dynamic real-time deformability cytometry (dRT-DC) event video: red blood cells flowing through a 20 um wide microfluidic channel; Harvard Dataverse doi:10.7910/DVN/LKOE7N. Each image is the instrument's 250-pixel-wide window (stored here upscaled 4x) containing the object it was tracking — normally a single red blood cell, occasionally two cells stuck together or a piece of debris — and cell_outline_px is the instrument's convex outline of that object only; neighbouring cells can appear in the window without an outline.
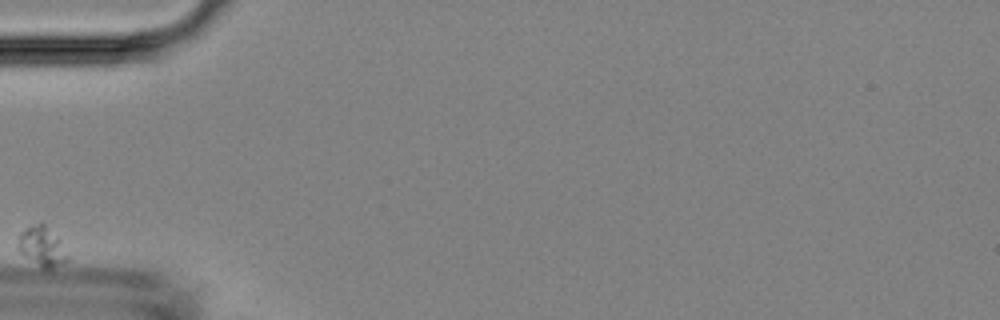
{"species": "Egyptian fruit bat (a non-hibernating species)", "species_latin": "Rousettus aegyptiacus", "temperature_condition": "room temperature", "stored_images_in_passage": 4, "camera_frame_rate_fps": 3000, "um_per_image_px": 0.085, "animal": {"sex": "female"}, "frame": {"image": 1, "passage_image": 1, "time_ms": 0.0, "image_size_px": [1000, 320], "cell_outline_px": [[68, 260], [52, 272], [44, 272], [20, 252], [16, 244], [16, 240], [20, 232], [24, 228], [32, 224], [44, 220], [68, 256]], "centroid_in_image_um": [3.52, 20.99], "position_along_channel_um": 81.5, "area_um2": 12.02}}